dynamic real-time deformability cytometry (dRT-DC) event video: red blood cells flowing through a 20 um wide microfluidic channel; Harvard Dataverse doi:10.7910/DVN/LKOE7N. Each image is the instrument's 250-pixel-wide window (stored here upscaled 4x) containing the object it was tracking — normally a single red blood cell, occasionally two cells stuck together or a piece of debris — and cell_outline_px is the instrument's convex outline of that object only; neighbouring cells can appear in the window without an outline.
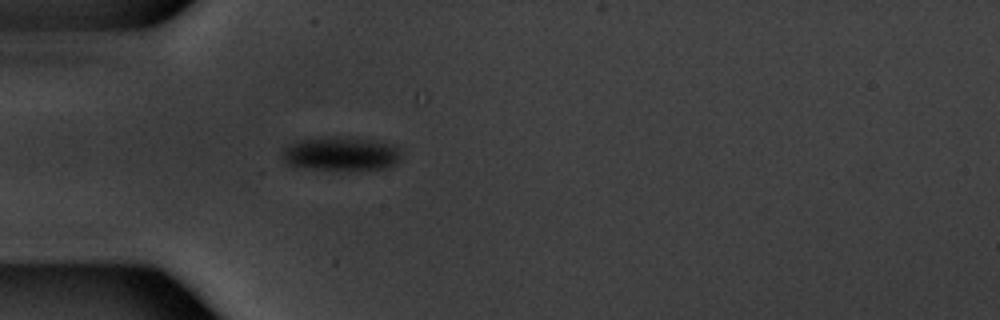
{"species": "common noctule bat (a hibernating species)", "species_latin": "Nyctalus noctula", "temperature_condition": "warm", "stored_images_in_passage": 5, "camera_frame_rate_fps": 3000, "um_per_image_px": 0.085, "animal": {"sex": "male", "body_mass_g": 20.1, "forearm_length_mm": 53.5}, "frame": {"image": 1, "passage_image": 1, "time_ms": 0.0, "image_size_px": [1000, 320], "cell_outline_px": [[400, 160], [388, 168], [312, 168], [284, 164], [280, 152], [284, 148], [300, 140], [332, 136], [340, 136], [372, 140], [396, 144], [400, 152]], "centroid_in_image_um": [28.98, 13.04], "position_along_channel_um": 56.0, "area_um2": 23.06}}